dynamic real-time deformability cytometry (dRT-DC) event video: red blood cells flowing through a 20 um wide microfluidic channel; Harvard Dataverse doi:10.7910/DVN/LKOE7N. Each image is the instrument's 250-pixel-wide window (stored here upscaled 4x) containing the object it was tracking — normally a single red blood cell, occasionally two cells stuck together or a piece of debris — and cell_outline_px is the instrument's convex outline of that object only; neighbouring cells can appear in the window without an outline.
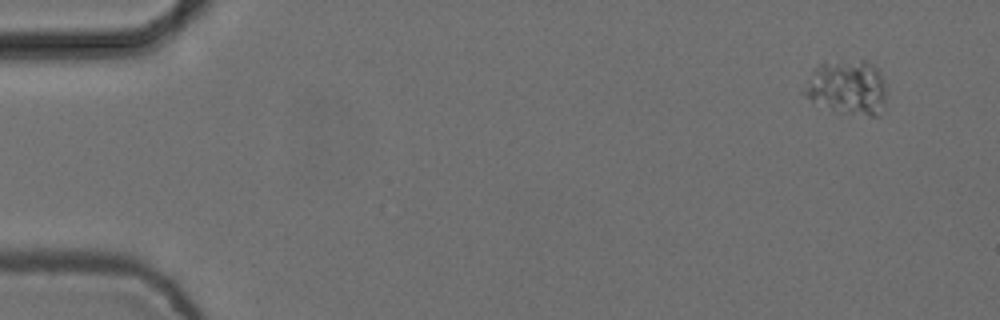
{"species": "common noctule bat (a hibernating species)", "species_latin": "Nyctalus noctula", "temperature_condition": "cold", "stored_images_in_passage": 4, "camera_frame_rate_fps": 3000, "um_per_image_px": 0.085, "animal": {"sex": "female", "body_mass_g": 24.6, "forearm_length_mm": 56.2}, "frame": {"image": 1, "passage_image": 1, "time_ms": 0.0, "image_size_px": [1000, 320], "cell_outline_px": [[884, 104], [880, 116], [868, 116], [832, 112], [812, 100], [800, 92], [812, 68], [824, 60], [864, 60], [872, 64], [880, 72], [884, 84]], "centroid_in_image_um": [71.95, 7.42], "position_along_channel_um": 13.1, "area_um2": 26.93}}
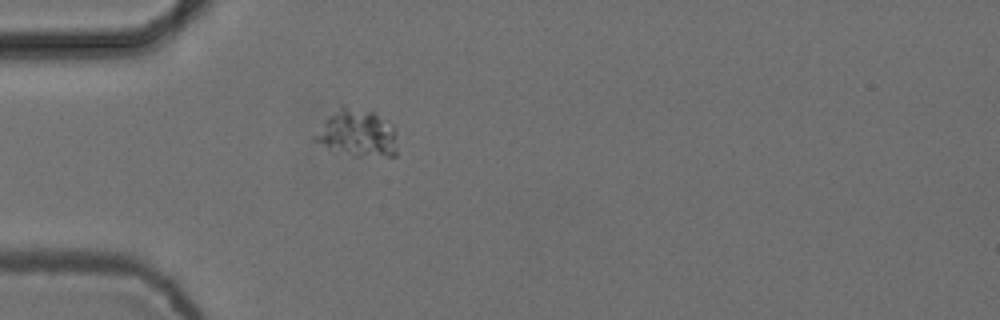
{"frame": {"image": 2, "passage_image": 4, "time_ms": 1.0, "image_size_px": [1000, 320], "cell_outline_px": [[396, 156], [356, 156], [316, 140], [312, 136], [324, 120], [340, 104], [344, 104], [376, 112], [388, 120], [396, 128]], "centroid_in_image_um": [30.44, 11.24], "position_along_channel_um": 54.6, "area_um2": 22.6}}